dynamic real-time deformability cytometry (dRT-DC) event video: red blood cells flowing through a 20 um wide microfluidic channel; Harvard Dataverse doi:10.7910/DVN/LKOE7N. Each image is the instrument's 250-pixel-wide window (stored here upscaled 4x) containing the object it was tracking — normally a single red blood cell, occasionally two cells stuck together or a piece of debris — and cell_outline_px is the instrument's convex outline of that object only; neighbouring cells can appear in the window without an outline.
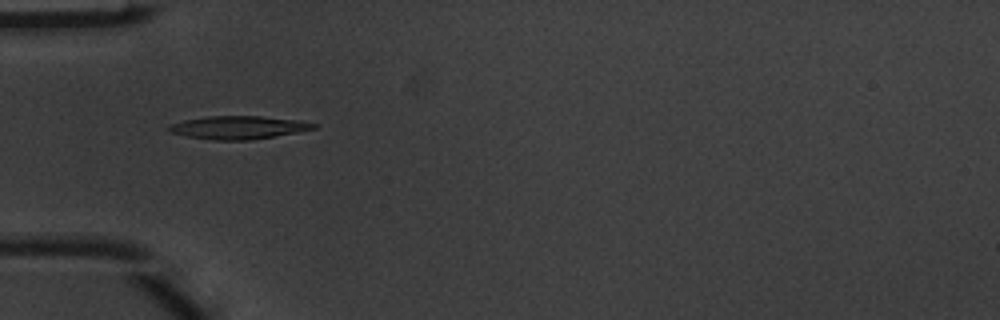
{"species": "common noctule bat (a hibernating species)", "species_latin": "Nyctalus noctula", "temperature_condition": "warm", "stored_images_in_passage": 7, "camera_frame_rate_fps": 3000, "um_per_image_px": 0.085, "animal": {"sex": "male", "body_mass_g": 20.1, "forearm_length_mm": 53.5}, "frame": {"image": 1, "passage_image": 4, "time_ms": 1.0, "image_size_px": [1000, 320], "cell_outline_px": [[316, 128], [296, 132], [252, 140], [212, 140], [184, 136], [168, 132], [168, 124], [184, 120], [208, 116], [260, 116], [300, 120], [316, 124]], "centroid_in_image_um": [20.2, 10.84], "position_along_channel_um": 64.8, "area_um2": 19.54}}
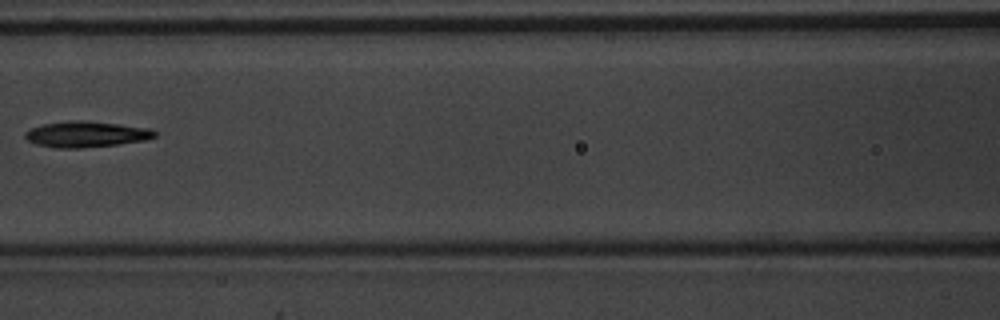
{"frame": {"image": 2, "passage_image": 6, "time_ms": 1.667, "image_size_px": [1000, 320], "cell_outline_px": [[156, 136], [144, 140], [116, 144], [80, 148], [56, 148], [36, 144], [28, 140], [24, 136], [24, 132], [32, 128], [44, 124], [72, 120], [84, 120], [120, 124], [152, 128], [156, 132]], "centroid_in_image_um": [7.33, 11.4], "position_along_channel_um": 159.3, "area_um2": 19.48}}
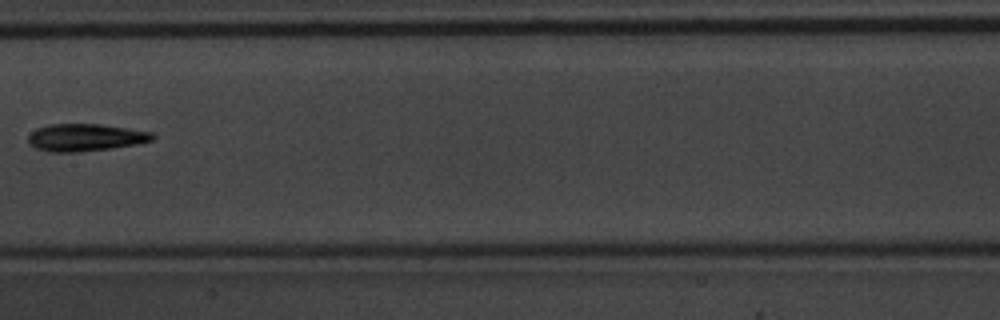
{"frame": {"image": 3, "passage_image": 7, "time_ms": 2.0, "image_size_px": [1000, 320], "cell_outline_px": [[156, 136], [152, 140], [136, 144], [112, 148], [76, 152], [52, 152], [36, 148], [28, 144], [28, 136], [36, 128], [48, 124], [100, 124], [128, 128], [152, 132]], "centroid_in_image_um": [7.24, 11.68], "position_along_channel_um": 200.2, "area_um2": 19.83}}